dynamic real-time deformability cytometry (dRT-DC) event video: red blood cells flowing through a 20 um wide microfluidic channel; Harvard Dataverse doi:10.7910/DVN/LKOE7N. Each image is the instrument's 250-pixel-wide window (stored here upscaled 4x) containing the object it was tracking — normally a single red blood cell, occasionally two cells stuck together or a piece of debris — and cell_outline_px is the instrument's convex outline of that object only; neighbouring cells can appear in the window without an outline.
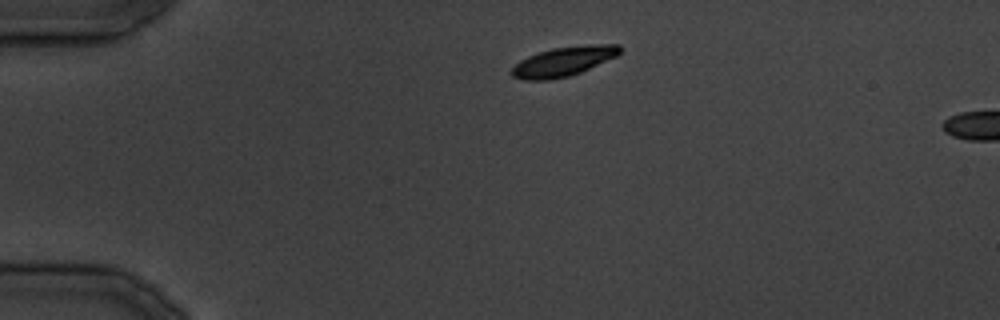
{"species": "common noctule bat (a hibernating species)", "species_latin": "Nyctalus noctula", "temperature_condition": "cold", "stored_images_in_passage": 4, "camera_frame_rate_fps": 3000, "um_per_image_px": 0.085, "animal": {"sex": "male", "body_mass_g": 19.5, "forearm_length_mm": 54.6}, "frame": {"image": 1, "passage_image": 1, "time_ms": 0.0, "image_size_px": [1000, 320], "cell_outline_px": [[620, 52], [616, 56], [580, 72], [568, 76], [548, 80], [524, 80], [512, 76], [508, 72], [520, 60], [528, 56], [552, 48], [588, 44], [620, 44]], "centroid_in_image_um": [47.86, 5.22], "position_along_channel_um": 37.1, "area_um2": 18.44}}